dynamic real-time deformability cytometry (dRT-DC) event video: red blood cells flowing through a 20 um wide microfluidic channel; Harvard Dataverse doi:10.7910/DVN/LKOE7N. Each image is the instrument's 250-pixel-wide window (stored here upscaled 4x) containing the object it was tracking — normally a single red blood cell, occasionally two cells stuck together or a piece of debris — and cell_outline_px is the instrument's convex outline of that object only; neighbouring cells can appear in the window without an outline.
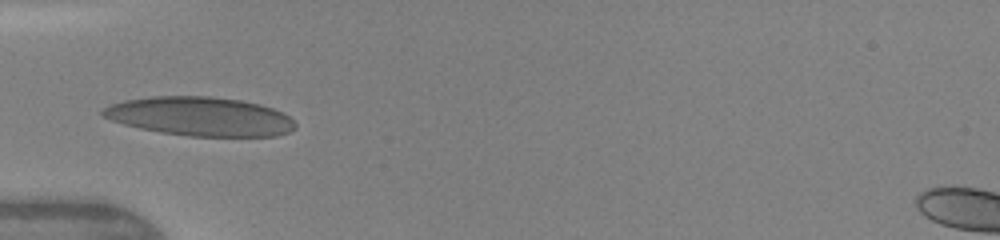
{"species": "human", "species_latin": "Homo sapiens", "temperature_condition": "warm", "stored_images_in_passage": 12, "camera_frame_rate_fps": 3000, "um_per_image_px": 0.085, "donor": {"sex": "female"}, "frame": {"image": 1, "passage_image": 1, "time_ms": 0.0, "image_size_px": [1000, 240], "cell_outline_px": [[296, 128], [288, 132], [276, 136], [188, 136], [160, 132], [140, 128], [124, 124], [100, 116], [100, 112], [108, 104], [124, 100], [152, 96], [212, 96], [240, 100], [260, 104], [272, 108], [288, 116], [296, 124]], "centroid_in_image_um": [16.97, 9.89], "position_along_channel_um": 68.0, "area_um2": 43.75}}
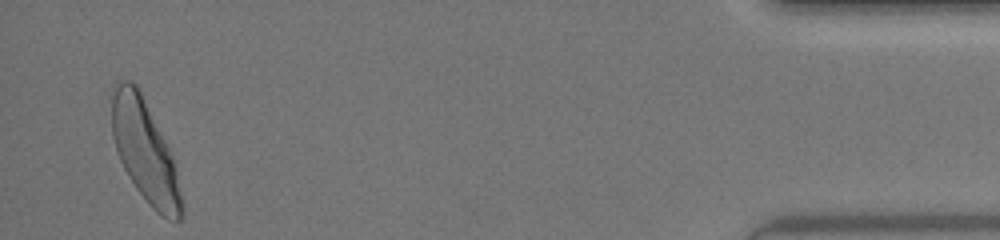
{"frame": {"image": 2, "passage_image": 12, "time_ms": 10.0, "image_size_px": [1000, 240], "cell_outline_px": [[184, 216], [180, 220], [168, 220], [160, 216], [152, 208], [136, 188], [128, 176], [120, 160], [112, 136], [108, 96], [112, 84], [116, 80], [132, 80], [136, 84], [176, 164], [184, 204]], "centroid_in_image_um": [12.28, 12.83], "position_along_channel_um": 422.9, "area_um2": 42.19}, "authors_computed_cell_mechanics": {"area_um2": 39.7953, "velocity_mm_per_s": 4.2602, "shape_relaxation_time_tau1_ms": 3.1511, "shape_relaxation_time_tau2_ms": null, "deformation_change_tau1": 0.124, "deformation_change_tau2": null}}